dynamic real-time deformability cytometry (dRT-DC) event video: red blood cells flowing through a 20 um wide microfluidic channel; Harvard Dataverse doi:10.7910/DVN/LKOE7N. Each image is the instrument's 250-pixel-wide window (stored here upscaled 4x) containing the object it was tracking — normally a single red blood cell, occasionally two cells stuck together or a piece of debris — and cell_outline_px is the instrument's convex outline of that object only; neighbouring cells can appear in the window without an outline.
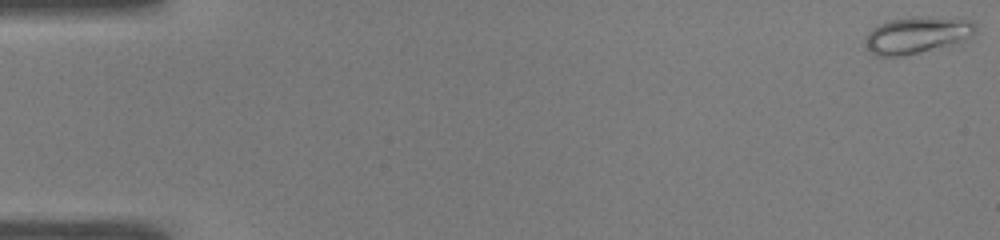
{"species": "common noctule bat (a hibernating species)", "species_latin": "Nyctalus noctula", "temperature_condition": "warm", "stored_images_in_passage": 53, "camera_frame_rate_fps": 3000, "um_per_image_px": 0.085, "animal": {"sex": "male", "body_mass_g": 19.0, "forearm_length_mm": 50.8}, "frame": {"image": 1, "passage_image": 1, "time_ms": 0.0, "image_size_px": [1000, 240], "cell_outline_px": [[976, 32], [972, 36], [948, 48], [900, 56], [876, 56], [868, 48], [864, 40], [868, 32], [872, 28], [880, 24], [892, 20], [912, 16], [964, 16], [972, 20], [976, 24]], "centroid_in_image_um": [78.08, 2.96], "position_along_channel_um": 6.9, "area_um2": 24.68}}
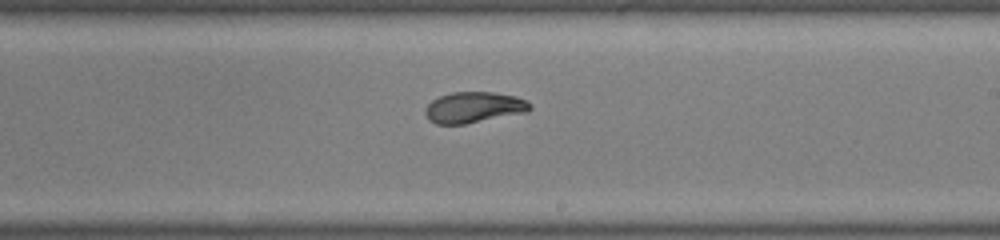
{"frame": {"image": 2, "passage_image": 32, "time_ms": 10.333, "image_size_px": [1000, 240], "cell_outline_px": [[532, 108], [528, 112], [464, 124], [436, 124], [428, 120], [424, 112], [424, 108], [432, 100], [440, 96], [452, 92], [496, 92], [516, 96], [528, 100], [532, 104]], "centroid_in_image_um": [40.3, 9.12], "position_along_channel_um": 248.7, "area_um2": 19.13}}
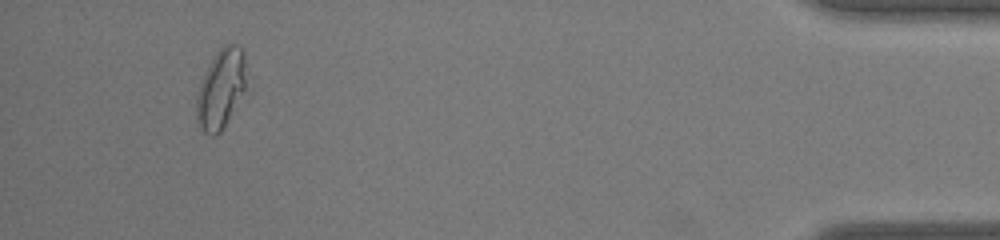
{"frame": {"image": 3, "passage_image": 50, "time_ms": 16.333, "image_size_px": [1000, 240], "cell_outline_px": [[244, 92], [220, 132], [212, 136], [204, 132], [200, 128], [196, 120], [196, 96], [200, 80], [208, 64], [216, 52], [224, 44], [236, 44], [244, 48]], "centroid_in_image_um": [18.73, 7.53], "position_along_channel_um": 416.5, "area_um2": 22.95}, "authors_computed_cell_mechanics": {"area_um2": 19.7676, "velocity_mm_per_s": 3.858, "shape_relaxation_time_tau1_ms": 5.5936, "shape_relaxation_time_tau2_ms": 1.2275, "deformation_change_tau1": 0.2105, "deformation_change_tau2": 0.0603}}